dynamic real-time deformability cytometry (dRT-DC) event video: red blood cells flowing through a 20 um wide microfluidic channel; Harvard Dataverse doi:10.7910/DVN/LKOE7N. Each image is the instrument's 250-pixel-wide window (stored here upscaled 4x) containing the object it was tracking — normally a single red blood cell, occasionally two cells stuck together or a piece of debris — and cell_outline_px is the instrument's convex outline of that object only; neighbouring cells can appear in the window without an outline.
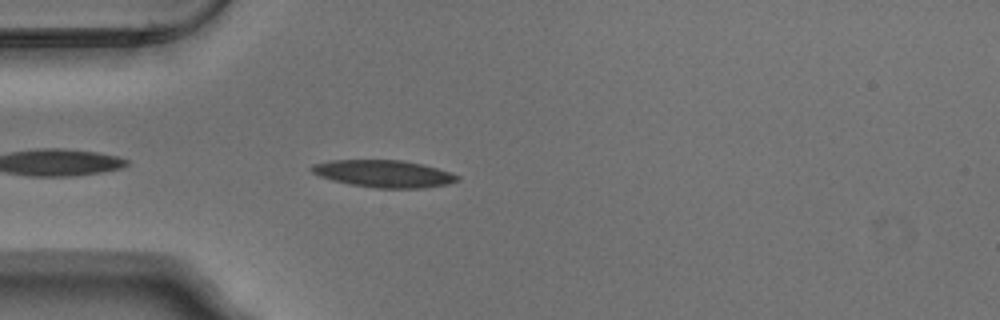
{"species": "Egyptian fruit bat (a non-hibernating species)", "species_latin": "Rousettus aegyptiacus", "temperature_condition": "warm", "stored_images_in_passage": 7, "camera_frame_rate_fps": 3000, "um_per_image_px": 0.085, "animal": {"sex": "male"}, "frame": {"image": 1, "passage_image": 3, "time_ms": 0.667, "image_size_px": [1000, 320], "cell_outline_px": [[460, 180], [448, 184], [424, 188], [376, 188], [352, 184], [332, 180], [320, 176], [312, 172], [308, 168], [312, 164], [328, 160], [400, 160], [424, 164], [460, 176]], "centroid_in_image_um": [32.61, 14.76], "position_along_channel_um": 52.4, "area_um2": 23.12}}